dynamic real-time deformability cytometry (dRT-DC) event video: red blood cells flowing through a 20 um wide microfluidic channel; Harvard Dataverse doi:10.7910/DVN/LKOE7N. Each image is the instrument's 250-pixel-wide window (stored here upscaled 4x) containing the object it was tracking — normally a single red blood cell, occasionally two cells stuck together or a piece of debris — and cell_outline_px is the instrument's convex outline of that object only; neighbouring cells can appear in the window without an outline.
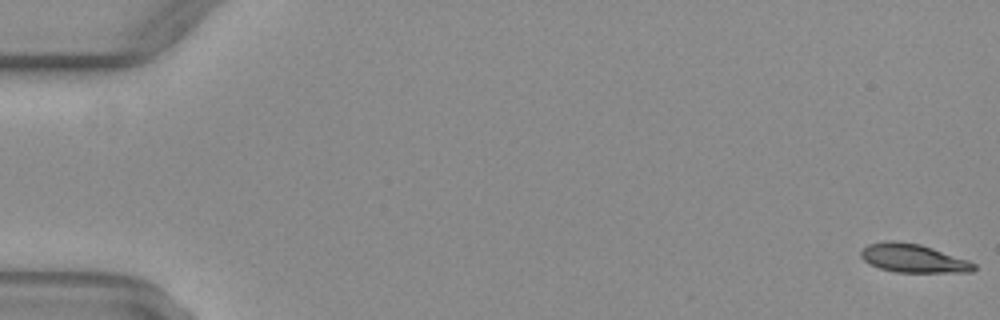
{"species": "common noctule bat (a hibernating species)", "species_latin": "Nyctalus noctula", "temperature_condition": "warm", "stored_images_in_passage": 48, "camera_frame_rate_fps": 3000, "um_per_image_px": 0.085, "animal": {"sex": "female", "body_mass_g": 29.2, "forearm_length_mm": 56.3}, "frame": {"image": 1, "passage_image": 1, "time_ms": 0.0, "image_size_px": [1000, 320], "cell_outline_px": [[976, 268], [972, 272], [896, 272], [880, 268], [864, 260], [860, 256], [860, 252], [868, 244], [884, 240], [892, 240], [920, 244], [968, 260], [976, 264]], "centroid_in_image_um": [77.62, 21.94], "position_along_channel_um": 7.4, "area_um2": 18.67}}
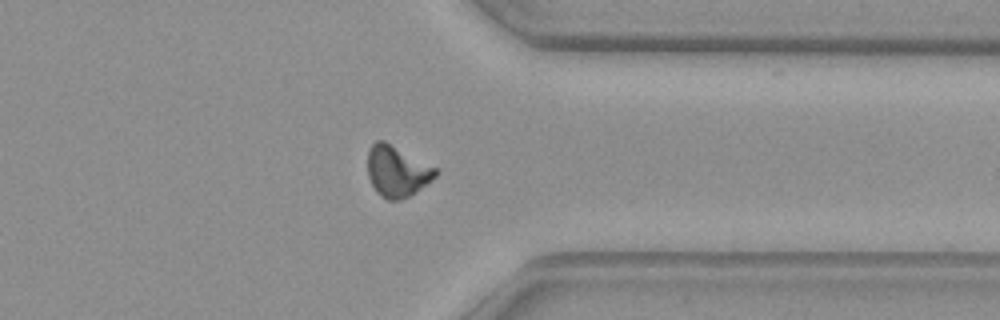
{"frame": {"image": 2, "passage_image": 41, "time_ms": 13.333, "image_size_px": [1000, 320], "cell_outline_px": [[440, 172], [432, 180], [416, 192], [400, 200], [388, 200], [380, 196], [376, 192], [368, 176], [368, 148], [376, 140], [384, 140], [436, 168]], "centroid_in_image_um": [33.73, 14.56], "position_along_channel_um": 377.7, "area_um2": 20.17}}
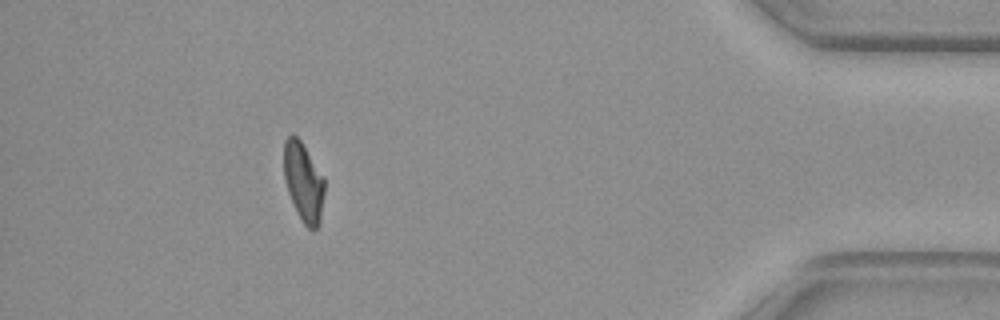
{"frame": {"image": 3, "passage_image": 47, "time_ms": 15.333, "image_size_px": [1000, 320], "cell_outline_px": [[324, 192], [320, 224], [316, 228], [308, 228], [300, 220], [288, 192], [284, 180], [284, 140], [292, 132], [300, 140], [324, 176]], "centroid_in_image_um": [25.79, 15.46], "position_along_channel_um": 409.4, "area_um2": 18.79}, "authors_computed_cell_mechanics": {"area_um2": 19.8543, "velocity_mm_per_s": 4.0852, "shape_relaxation_time_tau1_ms": 10.2554, "shape_relaxation_time_tau2_ms": 4.0791, "deformation_change_tau1": 0.2429, "deformation_change_tau2": 0.0979}}